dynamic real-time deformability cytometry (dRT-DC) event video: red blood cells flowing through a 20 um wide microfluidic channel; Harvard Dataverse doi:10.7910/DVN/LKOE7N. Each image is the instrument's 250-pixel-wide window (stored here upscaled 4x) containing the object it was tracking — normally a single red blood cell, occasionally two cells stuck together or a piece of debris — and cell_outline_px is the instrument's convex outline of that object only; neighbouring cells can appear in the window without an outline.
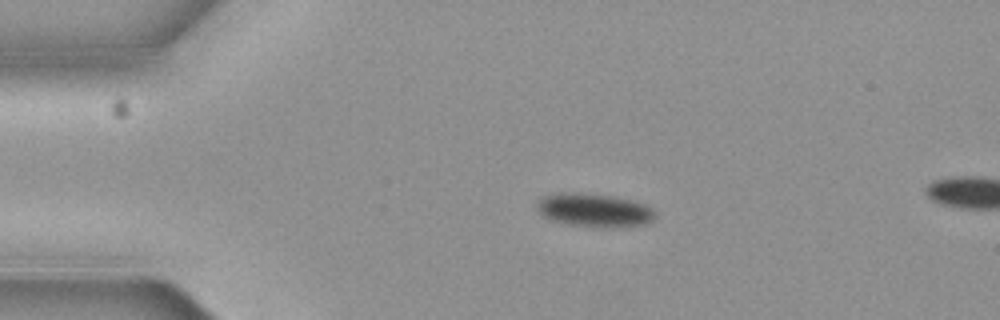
{"species": "common noctule bat (a hibernating species)", "species_latin": "Nyctalus noctula", "temperature_condition": "cold", "stored_images_in_passage": 4, "camera_frame_rate_fps": 3000, "um_per_image_px": 0.085, "animal": {"sex": "female", "body_mass_g": 19.3, "forearm_length_mm": 54.1}, "frame": {"image": 1, "passage_image": 3, "time_ms": 0.667, "image_size_px": [1000, 320], "cell_outline_px": [[656, 216], [648, 224], [572, 224], [552, 220], [544, 216], [536, 208], [536, 204], [540, 196], [560, 192], [568, 192], [612, 196], [636, 200], [652, 208], [656, 212]], "centroid_in_image_um": [50.47, 17.79], "position_along_channel_um": 34.5, "area_um2": 22.08}}